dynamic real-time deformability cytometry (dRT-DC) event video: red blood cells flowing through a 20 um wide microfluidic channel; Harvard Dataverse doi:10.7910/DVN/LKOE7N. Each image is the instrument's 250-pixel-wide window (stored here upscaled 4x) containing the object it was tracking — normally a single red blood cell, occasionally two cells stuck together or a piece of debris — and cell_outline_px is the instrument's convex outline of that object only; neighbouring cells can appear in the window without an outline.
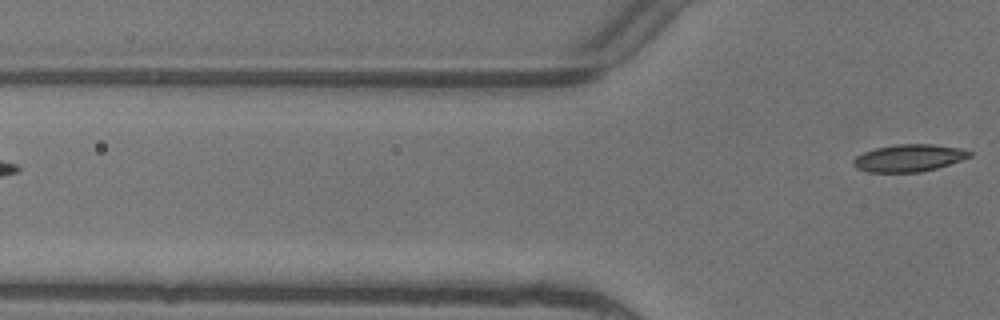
{"species": "common noctule bat (a hibernating species)", "species_latin": "Nyctalus noctula", "temperature_condition": "warm", "stored_images_in_passage": 7, "segment_of_instrument_passage": [2, 2], "camera_frame_rate_fps": 3000, "um_per_image_px": 0.085, "animal": {"sex": "female"}, "frame": {"image": 1, "passage_image": 7, "time_ms": 2.0, "image_size_px": [1000, 320], "cell_outline_px": [[972, 156], [936, 168], [920, 172], [868, 172], [856, 168], [852, 164], [852, 160], [856, 156], [864, 152], [876, 148], [896, 144], [932, 144], [960, 148], [972, 152]], "centroid_in_image_um": [77.23, 13.43], "position_along_channel_um": 48.6, "area_um2": 18.38}}